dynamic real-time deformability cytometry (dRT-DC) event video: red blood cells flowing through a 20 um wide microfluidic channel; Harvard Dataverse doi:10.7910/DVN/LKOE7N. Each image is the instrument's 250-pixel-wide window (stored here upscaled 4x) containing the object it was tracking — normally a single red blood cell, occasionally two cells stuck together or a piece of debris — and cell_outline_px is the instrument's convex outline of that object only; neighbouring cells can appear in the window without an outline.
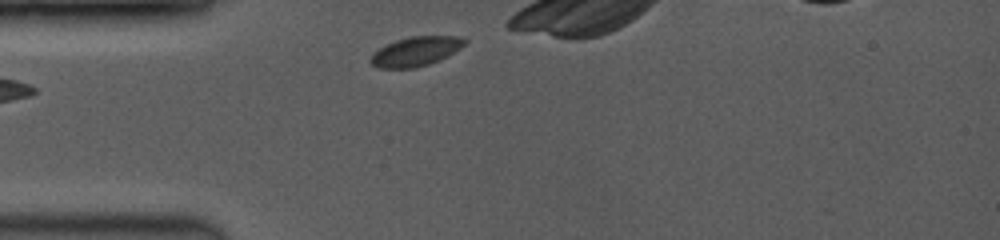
{"species": "common noctule bat (a hibernating species)", "species_latin": "Nyctalus noctula", "temperature_condition": "room temperature", "stored_images_in_passage": 6, "camera_frame_rate_fps": 3500, "um_per_image_px": 0.085, "animal": {"sex": "female", "body_mass_g": 19.0, "forearm_length_mm": 53.3}, "frame": {"image": 1, "passage_image": 1, "time_ms": 0.0, "image_size_px": [1000, 240], "cell_outline_px": [[468, 40], [460, 48], [428, 64], [412, 68], [380, 68], [372, 64], [368, 60], [380, 48], [396, 40], [412, 36], [464, 36]], "centroid_in_image_um": [35.34, 4.35], "position_along_channel_um": 49.7, "area_um2": 15.66}}
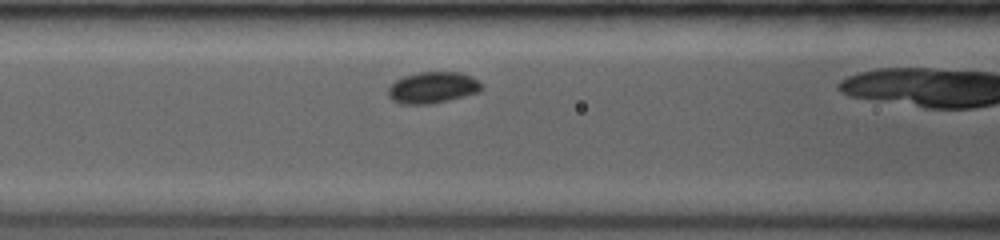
{"frame": {"image": 2, "passage_image": 5, "time_ms": 2.286, "image_size_px": [1000, 240], "cell_outline_px": [[484, 88], [480, 92], [432, 104], [400, 104], [392, 100], [388, 96], [388, 88], [396, 80], [404, 76], [420, 72], [460, 72], [472, 76], [484, 84]], "centroid_in_image_um": [36.81, 7.44], "position_along_channel_um": 129.8, "area_um2": 17.28}}